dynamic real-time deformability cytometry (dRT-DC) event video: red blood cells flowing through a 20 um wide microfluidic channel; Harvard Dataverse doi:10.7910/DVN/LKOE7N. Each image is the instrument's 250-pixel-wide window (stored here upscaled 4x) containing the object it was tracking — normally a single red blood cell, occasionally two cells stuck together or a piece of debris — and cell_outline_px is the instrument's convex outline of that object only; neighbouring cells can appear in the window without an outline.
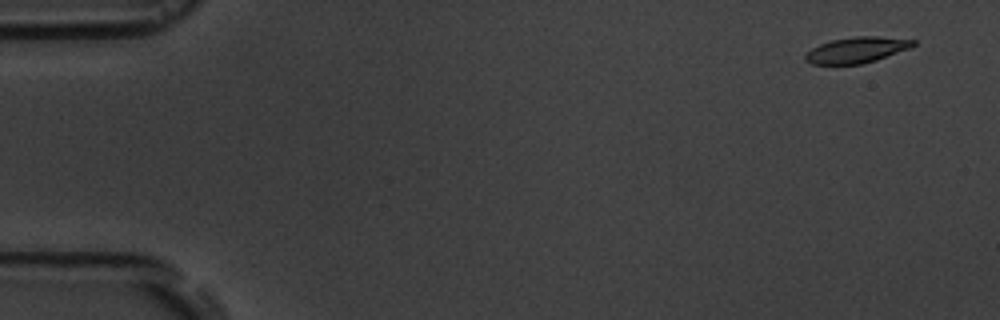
{"species": "common noctule bat (a hibernating species)", "species_latin": "Nyctalus noctula", "temperature_condition": "room temperature", "stored_images_in_passage": 6, "camera_frame_rate_fps": 3000, "um_per_image_px": 0.085, "animal": {"sex": "male", "body_mass_g": 19.5, "forearm_length_mm": 54.6}, "frame": {"image": 1, "passage_image": 2, "time_ms": 1.0, "image_size_px": [1000, 320], "cell_outline_px": [[916, 44], [912, 48], [876, 60], [860, 64], [812, 64], [804, 60], [804, 56], [812, 48], [820, 44], [832, 40], [856, 36], [876, 36], [916, 40]], "centroid_in_image_um": [72.85, 4.25], "position_along_channel_um": 12.2, "area_um2": 16.24}}
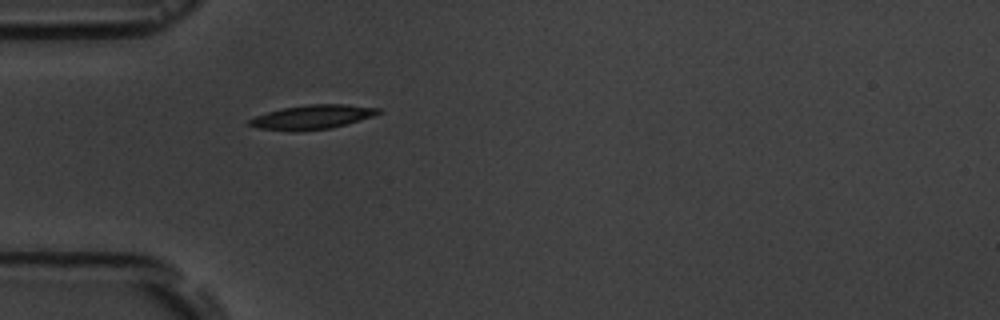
{"frame": {"image": 2, "passage_image": 6, "time_ms": 5.667, "image_size_px": [1000, 320], "cell_outline_px": [[384, 112], [372, 116], [332, 128], [296, 132], [260, 128], [248, 124], [248, 120], [256, 116], [268, 112], [284, 108], [308, 104], [348, 104], [380, 108]], "centroid_in_image_um": [26.58, 9.95], "position_along_channel_um": 58.4, "area_um2": 18.15}}